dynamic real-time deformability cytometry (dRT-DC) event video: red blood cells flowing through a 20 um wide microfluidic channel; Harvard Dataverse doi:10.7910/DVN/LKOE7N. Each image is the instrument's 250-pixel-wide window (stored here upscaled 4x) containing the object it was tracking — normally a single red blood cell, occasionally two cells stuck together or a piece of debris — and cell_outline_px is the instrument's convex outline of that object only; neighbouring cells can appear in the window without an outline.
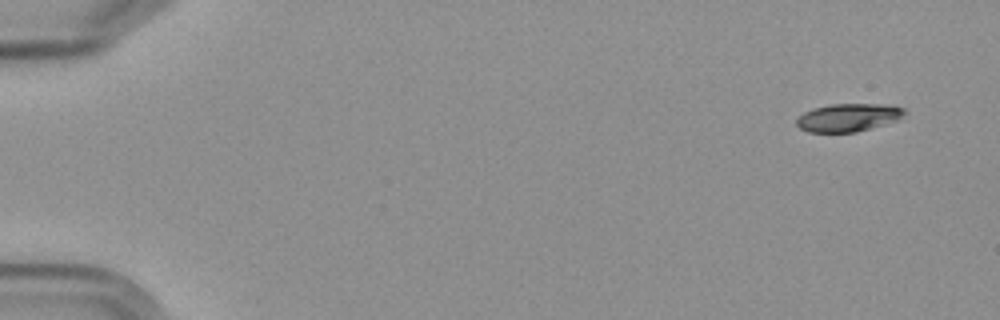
{"species": "Egyptian fruit bat (a non-hibernating species)", "species_latin": "Rousettus aegyptiacus", "temperature_condition": "cold", "stored_images_in_passage": 5, "camera_frame_rate_fps": 3000, "um_per_image_px": 0.085, "frame": {"image": 1, "passage_image": 1, "time_ms": 0.0, "image_size_px": [1000, 320], "cell_outline_px": [[904, 112], [896, 120], [856, 132], [808, 132], [800, 128], [796, 124], [796, 120], [804, 112], [816, 108], [832, 104], [880, 104], [904, 108]], "centroid_in_image_um": [72.04, 9.99], "position_along_channel_um": 13.0, "area_um2": 17.11}}
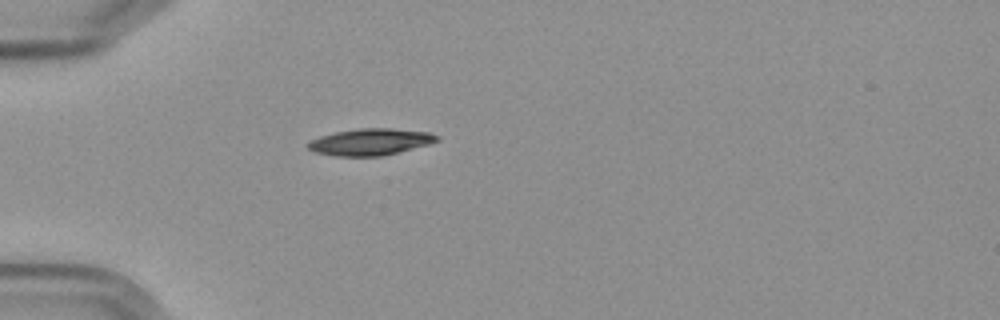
{"frame": {"image": 2, "passage_image": 5, "time_ms": 4.667, "image_size_px": [1000, 320], "cell_outline_px": [[440, 140], [428, 144], [380, 156], [336, 156], [316, 152], [308, 148], [308, 144], [312, 140], [320, 136], [336, 132], [360, 128], [392, 128], [428, 132], [440, 136]], "centroid_in_image_um": [31.5, 12.05], "position_along_channel_um": 53.5, "area_um2": 19.71}}